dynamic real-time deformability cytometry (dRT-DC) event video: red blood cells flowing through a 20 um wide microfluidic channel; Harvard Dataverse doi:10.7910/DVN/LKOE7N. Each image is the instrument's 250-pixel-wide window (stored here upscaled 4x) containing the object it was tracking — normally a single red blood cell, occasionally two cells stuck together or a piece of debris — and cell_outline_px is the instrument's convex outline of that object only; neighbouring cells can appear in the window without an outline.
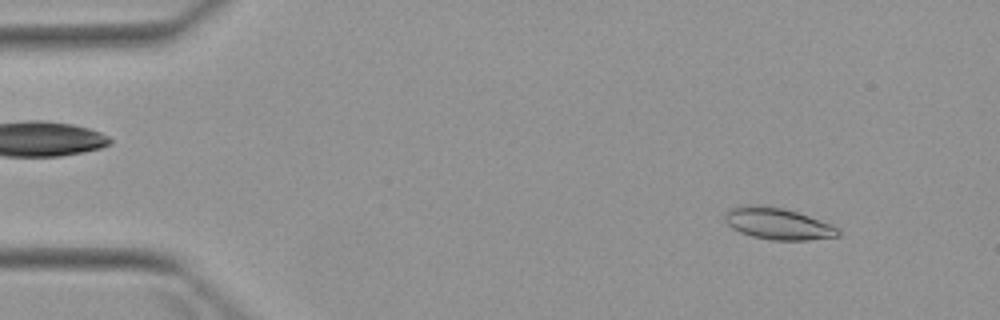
{"species": "Egyptian fruit bat (a non-hibernating species)", "species_latin": "Rousettus aegyptiacus", "temperature_condition": "warm", "stored_images_in_passage": 5, "camera_frame_rate_fps": 3000, "um_per_image_px": 0.085, "animal": {"sex": "female"}, "frame": {"image": 1, "passage_image": 1, "time_ms": 0.0, "image_size_px": [1000, 320], "cell_outline_px": [[840, 236], [808, 240], [772, 240], [752, 236], [740, 232], [732, 228], [724, 220], [724, 212], [728, 208], [744, 204], [760, 204], [784, 208], [832, 224], [840, 232]], "centroid_in_image_um": [66.06, 18.99], "position_along_channel_um": 18.9, "area_um2": 21.1}}
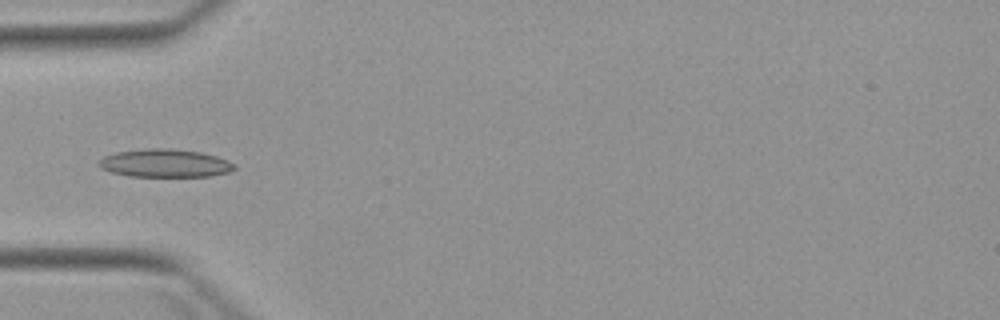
{"frame": {"image": 2, "passage_image": 4, "time_ms": 3.667, "image_size_px": [1000, 320], "cell_outline_px": [[236, 168], [228, 172], [212, 176], [128, 176], [112, 172], [100, 168], [96, 164], [104, 156], [116, 152], [144, 148], [172, 148], [200, 152], [216, 156], [228, 160], [236, 164]], "centroid_in_image_um": [14.02, 13.86], "position_along_channel_um": 71.0, "area_um2": 22.31}}
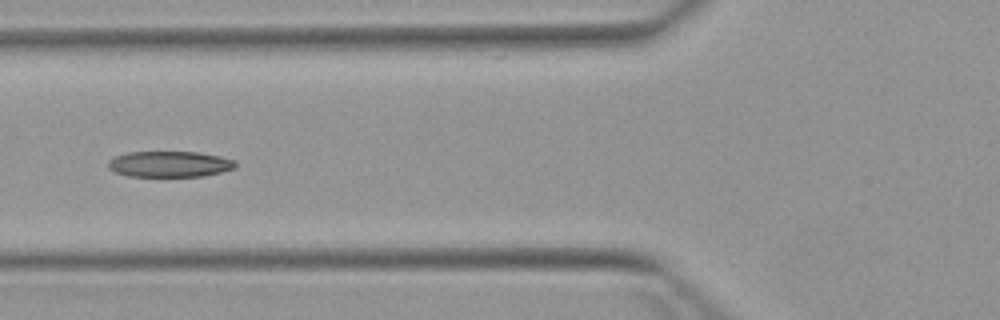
{"frame": {"image": 3, "passage_image": 5, "time_ms": 4.667, "image_size_px": [1000, 320], "cell_outline_px": [[236, 168], [204, 176], [128, 176], [116, 172], [108, 168], [108, 160], [116, 156], [128, 152], [196, 152], [220, 156], [236, 160]], "centroid_in_image_um": [14.43, 13.95], "position_along_channel_um": 111.4, "area_um2": 19.19}}